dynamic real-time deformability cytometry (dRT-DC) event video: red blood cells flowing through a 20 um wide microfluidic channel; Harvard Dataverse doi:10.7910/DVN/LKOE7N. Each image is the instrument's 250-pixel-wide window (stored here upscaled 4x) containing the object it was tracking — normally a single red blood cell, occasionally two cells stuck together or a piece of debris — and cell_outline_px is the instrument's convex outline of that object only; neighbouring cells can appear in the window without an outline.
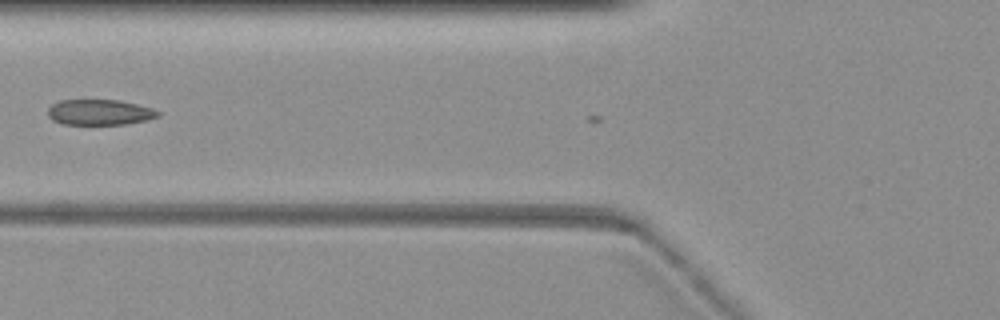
{"species": "common noctule bat (a hibernating species)", "species_latin": "Nyctalus noctula", "temperature_condition": "warm", "stored_images_in_passage": 3, "camera_frame_rate_fps": 3000, "um_per_image_px": 0.085, "animal": {"sex": "female", "body_mass_g": 19.3, "forearm_length_mm": 54.1}, "frame": {"image": 1, "passage_image": 2, "time_ms": 0.333, "image_size_px": [1000, 320], "cell_outline_px": [[648, 240], [440, 224], [416, 220], [416, 216], [548, 216], [604, 220], [628, 224], [644, 236]], "centroid_in_image_um": [46.13, 19.12], "position_along_channel_um": 79.7, "area_um2": 20.98}}